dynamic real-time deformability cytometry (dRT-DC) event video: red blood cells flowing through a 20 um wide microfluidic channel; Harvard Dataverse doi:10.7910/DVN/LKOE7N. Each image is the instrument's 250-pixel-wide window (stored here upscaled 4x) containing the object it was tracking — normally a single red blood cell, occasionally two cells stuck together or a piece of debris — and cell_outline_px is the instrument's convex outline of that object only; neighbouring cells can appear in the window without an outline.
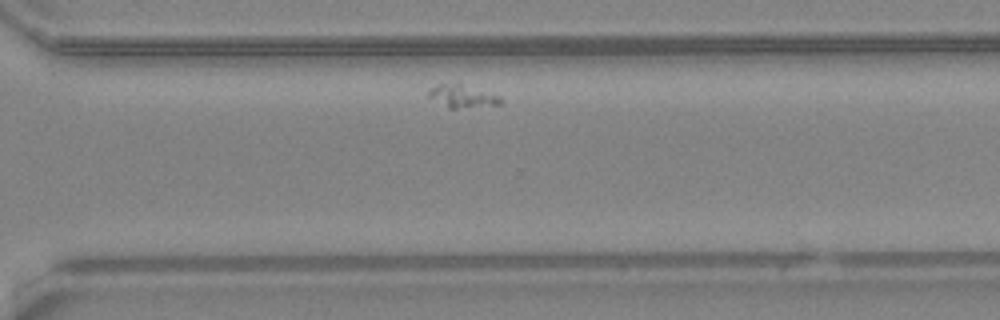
{"species": "common noctule bat (a hibernating species)", "species_latin": "Nyctalus noctula", "temperature_condition": "warm", "stored_images_in_passage": 27, "camera_frame_rate_fps": 3000, "um_per_image_px": 0.085, "animal": {"sex": "female", "body_mass_g": 24.6, "forearm_length_mm": 56.2}, "frame": {"image": 1, "passage_image": 23, "time_ms": 7.333, "image_size_px": [1000, 320], "cell_outline_px": [[504, 100], [500, 104], [456, 108], [448, 108], [428, 96], [428, 92], [436, 84], [460, 80], [500, 96]], "centroid_in_image_um": [39.32, 8.1], "position_along_channel_um": 331.3, "area_um2": 10.06}}
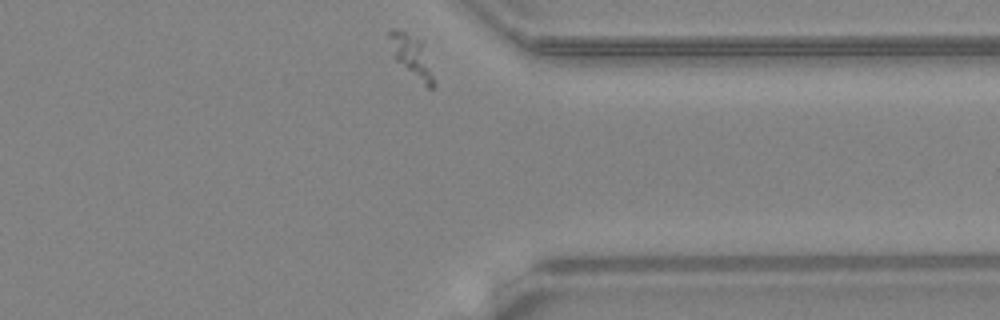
{"frame": {"image": 2, "passage_image": 27, "time_ms": 8.667, "image_size_px": [1000, 320], "cell_outline_px": [[436, 84], [432, 88], [428, 88], [396, 60], [388, 36], [388, 32], [392, 28], [404, 32], [420, 40]], "centroid_in_image_um": [34.98, 4.78], "position_along_channel_um": 376.4, "area_um2": 10.12}}